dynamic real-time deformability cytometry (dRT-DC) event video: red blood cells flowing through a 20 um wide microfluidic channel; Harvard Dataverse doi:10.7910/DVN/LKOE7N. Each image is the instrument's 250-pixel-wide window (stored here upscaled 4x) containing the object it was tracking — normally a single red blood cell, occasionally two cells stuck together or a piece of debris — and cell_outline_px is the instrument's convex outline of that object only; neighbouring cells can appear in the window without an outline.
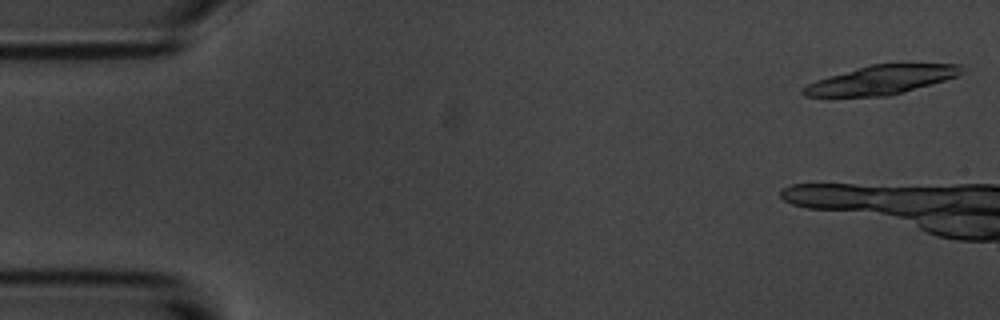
{"species": "common noctule bat (a hibernating species)", "species_latin": "Nyctalus noctula", "temperature_condition": "room temperature", "stored_images_in_passage": 4, "camera_frame_rate_fps": 3000, "um_per_image_px": 0.085, "animal": {"sex": "male", "body_mass_g": 20.1, "forearm_length_mm": 53.5}, "frame": {"image": 1, "passage_image": 1, "time_ms": 0.0, "image_size_px": [1000, 320], "cell_outline_px": [[968, 72], [944, 80], [904, 92], [888, 96], [804, 96], [800, 92], [800, 88], [816, 80], [828, 76], [872, 64], [960, 64]], "centroid_in_image_um": [74.93, 6.79], "position_along_channel_um": 10.1, "area_um2": 26.53}}